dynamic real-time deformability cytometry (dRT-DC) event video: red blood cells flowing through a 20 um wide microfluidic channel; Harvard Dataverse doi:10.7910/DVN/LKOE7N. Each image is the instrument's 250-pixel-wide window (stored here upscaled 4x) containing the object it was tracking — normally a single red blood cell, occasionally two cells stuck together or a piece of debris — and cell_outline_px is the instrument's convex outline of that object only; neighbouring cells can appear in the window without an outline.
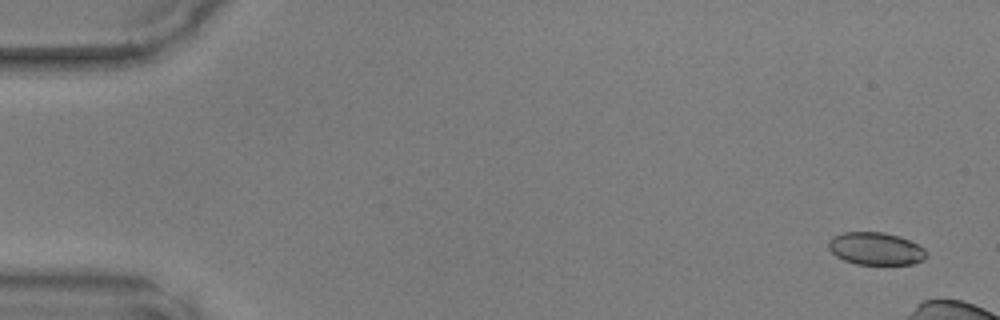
{"species": "common noctule bat (a hibernating species)", "species_latin": "Nyctalus noctula", "temperature_condition": "warm", "stored_images_in_passage": 9, "camera_frame_rate_fps": 3000, "um_per_image_px": 0.085, "animal": {"sex": "male", "body_mass_g": 17.9, "forearm_length_mm": 54.2}, "frame": {"image": 1, "passage_image": 1, "time_ms": 0.0, "image_size_px": [1000, 320], "cell_outline_px": [[924, 260], [912, 264], [856, 264], [844, 260], [836, 256], [828, 248], [828, 240], [832, 236], [844, 232], [884, 232], [900, 236], [924, 248]], "centroid_in_image_um": [74.39, 21.13], "position_along_channel_um": 10.6, "area_um2": 18.5}}